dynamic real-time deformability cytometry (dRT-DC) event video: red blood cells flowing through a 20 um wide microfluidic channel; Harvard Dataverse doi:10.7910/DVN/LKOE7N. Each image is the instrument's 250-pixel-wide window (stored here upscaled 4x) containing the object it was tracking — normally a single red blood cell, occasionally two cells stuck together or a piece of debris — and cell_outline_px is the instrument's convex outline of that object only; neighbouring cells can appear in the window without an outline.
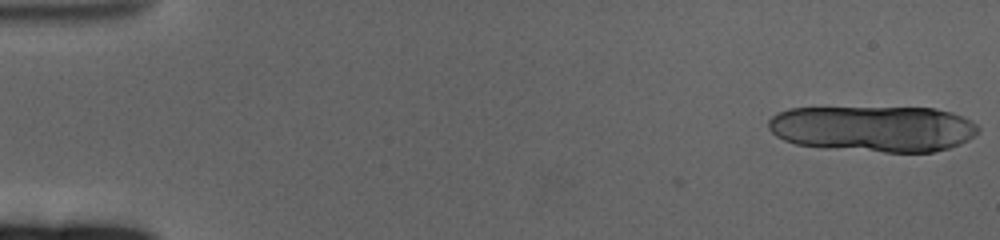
{"species": "human", "species_latin": "Homo sapiens", "temperature_condition": "cold", "stored_images_in_passage": 17, "camera_frame_rate_fps": 3000, "um_per_image_px": 0.085, "donor": {"sex": "female"}, "frame": {"image": 1, "passage_image": 1, "time_ms": 0.0, "image_size_px": [1000, 240], "cell_outline_px": [[980, 132], [976, 136], [960, 144], [948, 148], [932, 152], [884, 152], [824, 148], [796, 144], [784, 140], [776, 136], [768, 128], [768, 120], [776, 112], [788, 108], [936, 108], [952, 112], [964, 116], [972, 120], [980, 128]], "centroid_in_image_um": [74.27, 10.94], "position_along_channel_um": 10.7, "area_um2": 56.93}}